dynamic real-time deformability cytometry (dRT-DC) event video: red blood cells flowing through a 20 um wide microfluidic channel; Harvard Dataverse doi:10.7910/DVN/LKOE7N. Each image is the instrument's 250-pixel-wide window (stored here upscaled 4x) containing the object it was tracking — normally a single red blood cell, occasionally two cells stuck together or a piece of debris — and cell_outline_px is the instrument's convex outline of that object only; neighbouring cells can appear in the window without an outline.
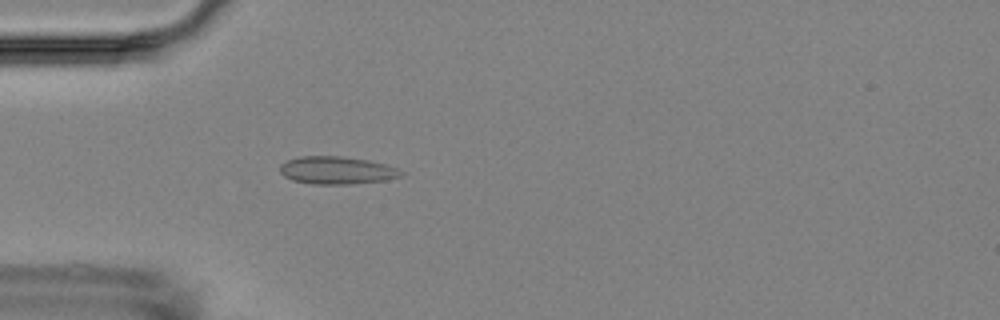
{"species": "Egyptian fruit bat (a non-hibernating species)", "species_latin": "Rousettus aegyptiacus", "temperature_condition": "room temperature", "stored_images_in_passage": 5, "camera_frame_rate_fps": 3000, "um_per_image_px": 0.085, "animal": {"sex": "female"}, "frame": {"image": 1, "passage_image": 5, "time_ms": 4.667, "image_size_px": [1000, 320], "cell_outline_px": [[404, 172], [400, 176], [384, 180], [352, 184], [312, 184], [292, 180], [284, 176], [280, 172], [280, 164], [288, 160], [300, 156], [340, 156], [368, 160], [384, 164], [396, 168]], "centroid_in_image_um": [28.59, 14.48], "position_along_channel_um": 56.4, "area_um2": 19.42}}